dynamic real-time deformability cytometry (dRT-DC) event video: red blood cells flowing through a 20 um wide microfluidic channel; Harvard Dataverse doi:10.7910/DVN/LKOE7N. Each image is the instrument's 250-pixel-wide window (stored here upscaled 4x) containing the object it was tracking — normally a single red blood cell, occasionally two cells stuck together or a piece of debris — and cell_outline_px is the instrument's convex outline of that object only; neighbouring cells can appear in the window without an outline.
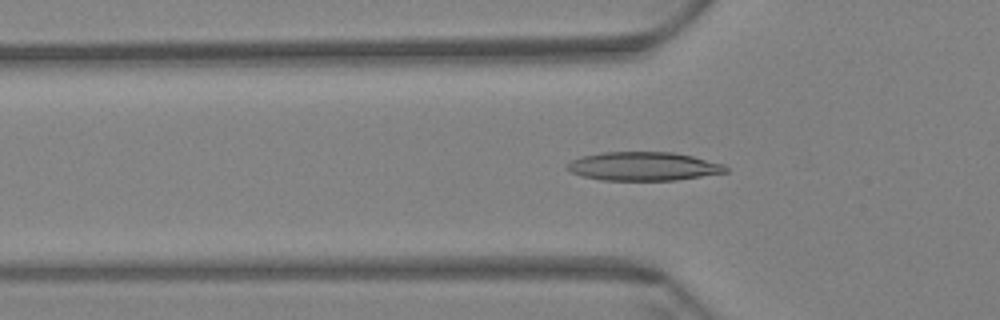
{"species": "Egyptian fruit bat (a non-hibernating species)", "species_latin": "Rousettus aegyptiacus", "temperature_condition": "warm", "stored_images_in_passage": 30, "camera_frame_rate_fps": 3000, "um_per_image_px": 0.085, "animal": {"sex": "female"}, "frame": {"image": 1, "passage_image": 20, "time_ms": 6.333, "image_size_px": [1000, 320], "cell_outline_px": [[728, 172], [676, 180], [600, 180], [580, 176], [564, 168], [572, 160], [580, 156], [604, 152], [672, 152], [692, 156], [724, 164], [728, 168]], "centroid_in_image_um": [54.67, 14.14], "position_along_channel_um": 71.1, "area_um2": 26.53}}
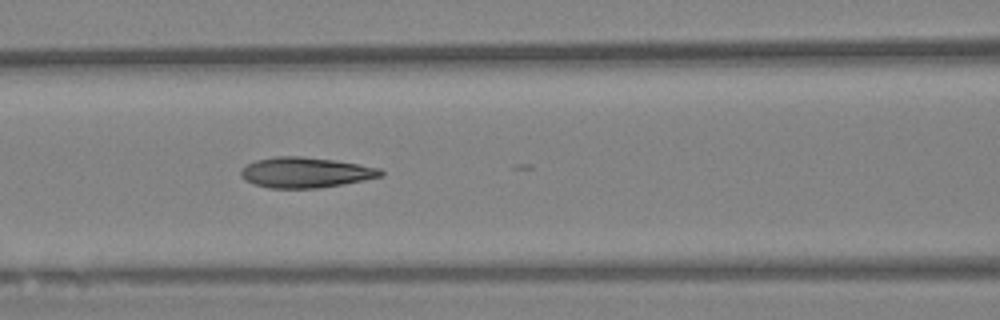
{"frame": {"image": 2, "passage_image": 26, "time_ms": 8.333, "image_size_px": [1000, 320], "cell_outline_px": [[384, 176], [364, 180], [316, 188], [268, 188], [252, 184], [244, 180], [240, 176], [240, 172], [248, 164], [256, 160], [276, 156], [300, 156], [336, 160], [380, 168], [384, 172]], "centroid_in_image_um": [25.96, 14.66], "position_along_channel_um": 140.6, "area_um2": 24.8}}
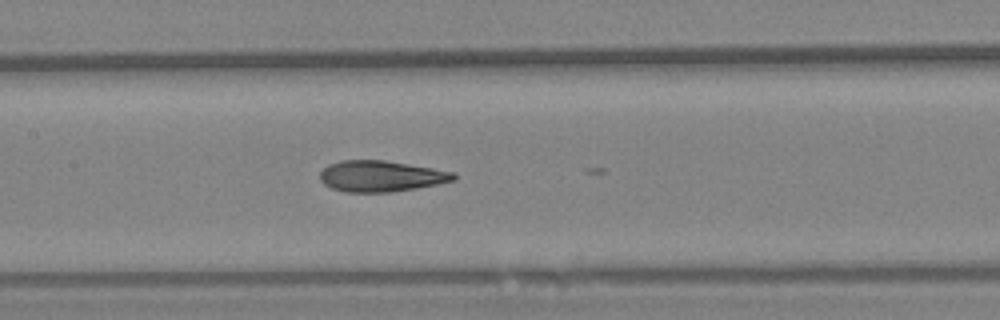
{"frame": {"image": 3, "passage_image": 29, "time_ms": 9.333, "image_size_px": [1000, 320], "cell_outline_px": [[456, 180], [416, 188], [392, 192], [344, 192], [332, 188], [324, 184], [320, 180], [320, 172], [328, 164], [340, 160], [384, 160], [456, 172]], "centroid_in_image_um": [32.37, 14.97], "position_along_channel_um": 175.0, "area_um2": 24.22}}